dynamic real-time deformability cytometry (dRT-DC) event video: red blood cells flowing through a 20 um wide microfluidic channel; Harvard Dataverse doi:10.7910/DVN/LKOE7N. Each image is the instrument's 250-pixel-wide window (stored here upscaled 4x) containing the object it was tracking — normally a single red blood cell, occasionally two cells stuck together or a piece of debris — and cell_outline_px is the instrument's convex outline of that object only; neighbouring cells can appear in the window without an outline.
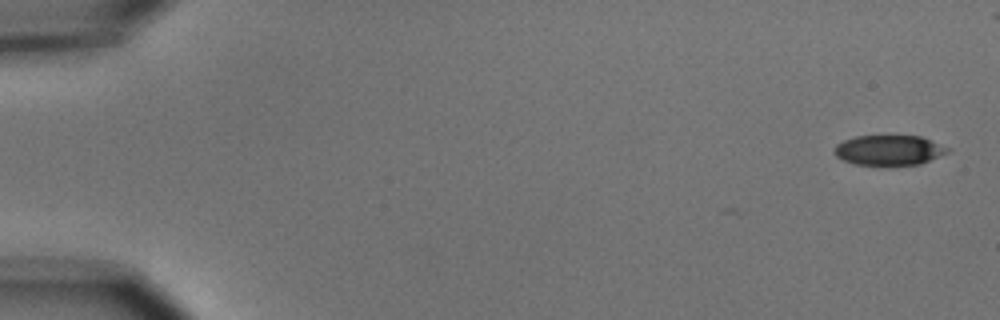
{"species": "common noctule bat (a hibernating species)", "species_latin": "Nyctalus noctula", "temperature_condition": "cold", "stored_images_in_passage": 6, "camera_frame_rate_fps": 3000, "um_per_image_px": 0.085, "animal": {"sex": "male", "body_mass_g": 15.6}, "frame": {"image": 1, "passage_image": 1, "time_ms": 0.0, "image_size_px": [1000, 320], "cell_outline_px": [[952, 148], [948, 152], [920, 164], [880, 168], [852, 164], [836, 156], [832, 152], [832, 148], [836, 144], [844, 140], [856, 136], [920, 136]], "centroid_in_image_um": [75.52, 12.81], "position_along_channel_um": 9.5, "area_um2": 20.69}}
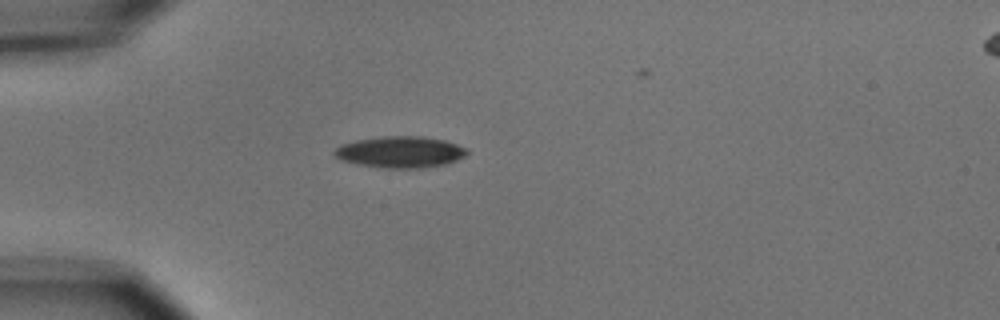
{"frame": {"image": 2, "passage_image": 4, "time_ms": 4.667, "image_size_px": [1000, 320], "cell_outline_px": [[468, 152], [464, 156], [456, 160], [444, 164], [424, 168], [380, 168], [356, 164], [340, 160], [332, 152], [340, 144], [356, 140], [380, 136], [420, 136], [444, 140], [468, 148]], "centroid_in_image_um": [33.99, 12.92], "position_along_channel_um": 51.0, "area_um2": 24.45}}